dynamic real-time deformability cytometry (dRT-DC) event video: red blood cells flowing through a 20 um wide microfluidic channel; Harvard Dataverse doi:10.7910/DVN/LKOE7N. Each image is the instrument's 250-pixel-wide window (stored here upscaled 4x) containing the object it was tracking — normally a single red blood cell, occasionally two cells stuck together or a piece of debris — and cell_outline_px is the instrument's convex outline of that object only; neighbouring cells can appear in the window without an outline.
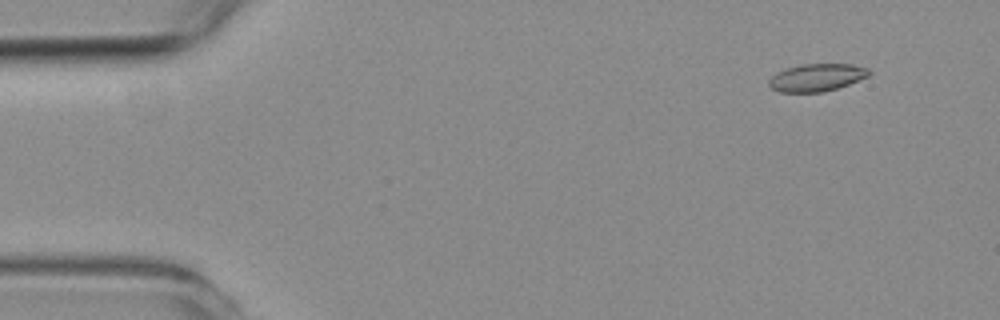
{"species": "common noctule bat (a hibernating species)", "species_latin": "Nyctalus noctula", "temperature_condition": "room temperature", "stored_images_in_passage": 55, "camera_frame_rate_fps": 3000, "um_per_image_px": 0.085, "animal": {"sex": "female", "body_mass_g": 19.3, "forearm_length_mm": 54.1}, "frame": {"image": 1, "passage_image": 3, "time_ms": 0.667, "image_size_px": [1000, 320], "cell_outline_px": [[872, 72], [868, 76], [848, 84], [824, 92], [780, 92], [772, 88], [768, 84], [768, 80], [776, 72], [784, 68], [800, 64], [852, 64], [868, 68]], "centroid_in_image_um": [69.4, 6.58], "position_along_channel_um": 15.6, "area_um2": 16.13}}
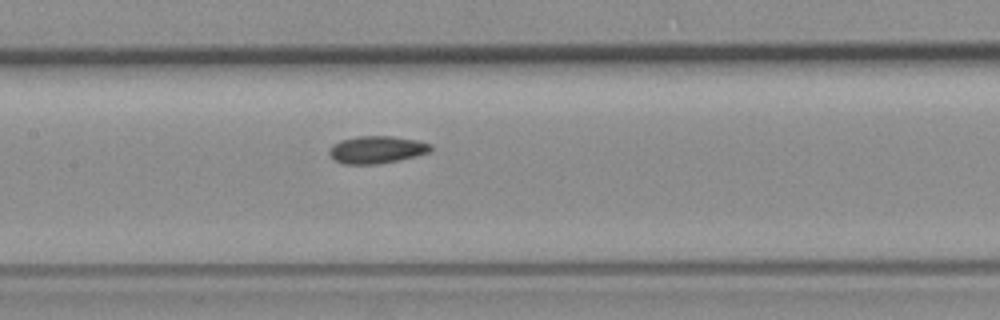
{"frame": {"image": 2, "passage_image": 25, "time_ms": 8.0, "image_size_px": [1000, 320], "cell_outline_px": [[432, 148], [428, 152], [416, 156], [400, 160], [376, 164], [344, 164], [336, 160], [328, 152], [332, 144], [340, 140], [356, 136], [392, 136], [416, 140], [432, 144]], "centroid_in_image_um": [32.02, 12.71], "position_along_channel_um": 175.4, "area_um2": 16.18}}
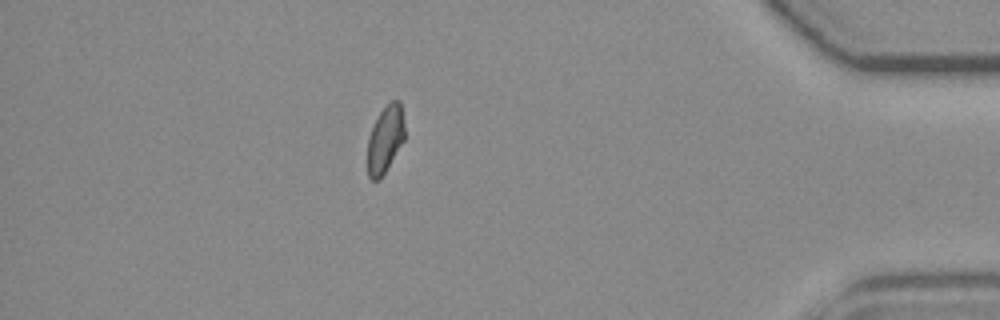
{"frame": {"image": 3, "passage_image": 48, "time_ms": 15.667, "image_size_px": [1000, 320], "cell_outline_px": [[404, 140], [380, 180], [372, 180], [368, 176], [368, 136], [380, 112], [392, 100], [400, 100], [404, 120]], "centroid_in_image_um": [32.75, 11.84], "position_along_channel_um": 402.5, "area_um2": 14.39}, "authors_computed_cell_mechanics": {"area_um2": 15.9528, "velocity_mm_per_s": 3.5892, "shape_relaxation_time_tau1_ms": null, "shape_relaxation_time_tau2_ms": 3.3759, "deformation_change_tau1": null, "deformation_change_tau2": 0.0731}}